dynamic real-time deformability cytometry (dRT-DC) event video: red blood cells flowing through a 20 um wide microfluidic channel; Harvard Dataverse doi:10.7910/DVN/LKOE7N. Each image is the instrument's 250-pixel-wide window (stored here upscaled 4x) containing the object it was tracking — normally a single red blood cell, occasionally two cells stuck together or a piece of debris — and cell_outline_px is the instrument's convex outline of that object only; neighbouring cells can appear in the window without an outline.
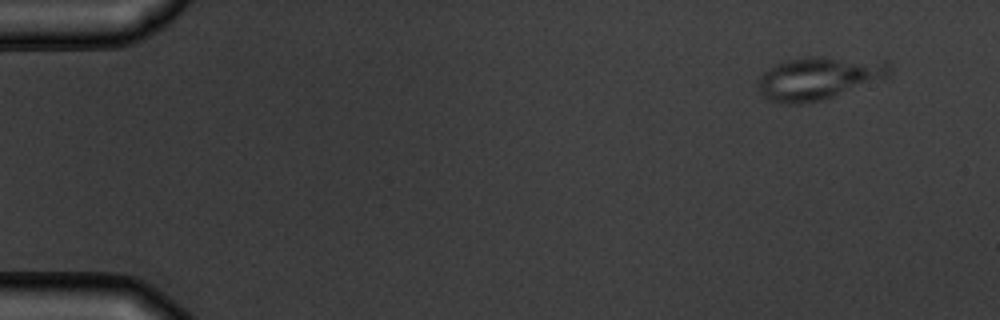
{"species": "common noctule bat (a hibernating species)", "species_latin": "Nyctalus noctula", "temperature_condition": "warm", "stored_images_in_passage": 6, "camera_frame_rate_fps": 3000, "um_per_image_px": 0.085, "animal": {"sex": "male", "body_mass_g": 19.5, "forearm_length_mm": 54.6}, "frame": {"image": 1, "passage_image": 1, "time_ms": 0.0, "image_size_px": [1000, 320], "cell_outline_px": [[892, 76], [884, 80], [824, 100], [804, 104], [788, 104], [768, 100], [760, 96], [756, 84], [760, 76], [768, 68], [776, 64], [788, 60], [808, 56], [820, 56], [888, 60], [892, 68]], "centroid_in_image_um": [69.66, 6.65], "position_along_channel_um": 15.3, "area_um2": 34.04}}